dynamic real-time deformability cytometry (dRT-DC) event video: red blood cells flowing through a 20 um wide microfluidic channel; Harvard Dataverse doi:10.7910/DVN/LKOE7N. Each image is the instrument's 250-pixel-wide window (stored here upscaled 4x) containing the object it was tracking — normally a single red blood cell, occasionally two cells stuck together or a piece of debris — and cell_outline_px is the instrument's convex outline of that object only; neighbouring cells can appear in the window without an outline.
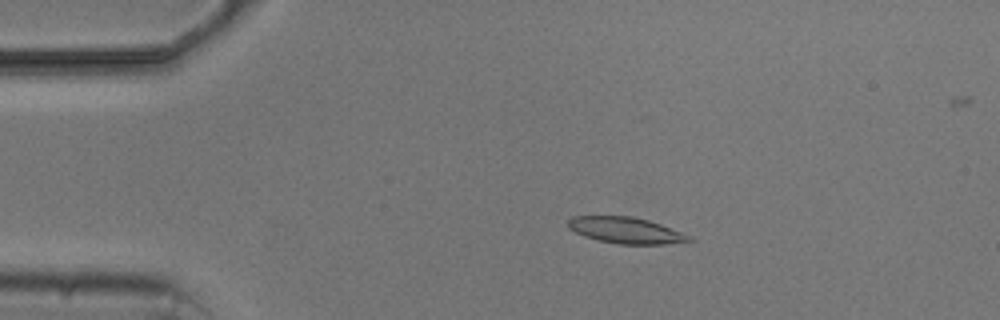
{"species": "common noctule bat (a hibernating species)", "species_latin": "Nyctalus noctula", "temperature_condition": "cold", "stored_images_in_passage": 6, "camera_frame_rate_fps": 3000, "um_per_image_px": 0.085, "animal": {"sex": "male", "body_mass_g": 20.5, "forearm_length_mm": 52.5}, "frame": {"image": 1, "passage_image": 2, "time_ms": 1.333, "image_size_px": [1000, 320], "cell_outline_px": [[696, 240], [664, 244], [616, 244], [584, 236], [568, 228], [568, 220], [572, 216], [632, 216], [648, 220], [660, 224], [692, 236]], "centroid_in_image_um": [53.21, 19.57], "position_along_channel_um": 31.8, "area_um2": 18.44}}
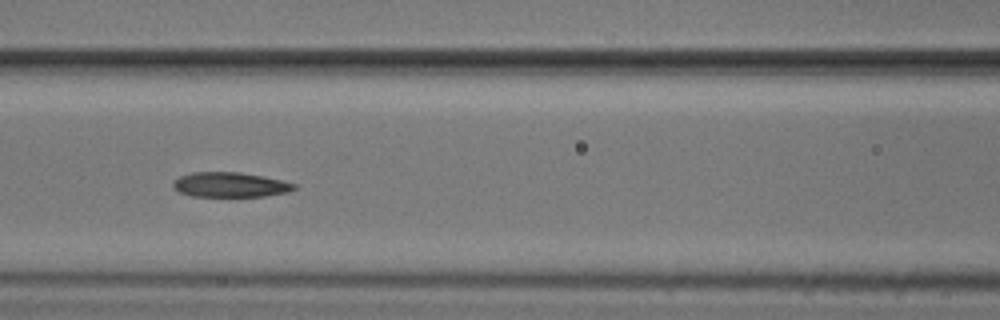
{"frame": {"image": 2, "passage_image": 5, "time_ms": 5.667, "image_size_px": [1000, 320], "cell_outline_px": [[296, 188], [288, 192], [264, 196], [192, 196], [180, 192], [172, 188], [172, 180], [180, 176], [192, 172], [240, 172], [264, 176], [296, 184]], "centroid_in_image_um": [19.52, 15.69], "position_along_channel_um": 147.1, "area_um2": 17.57}}
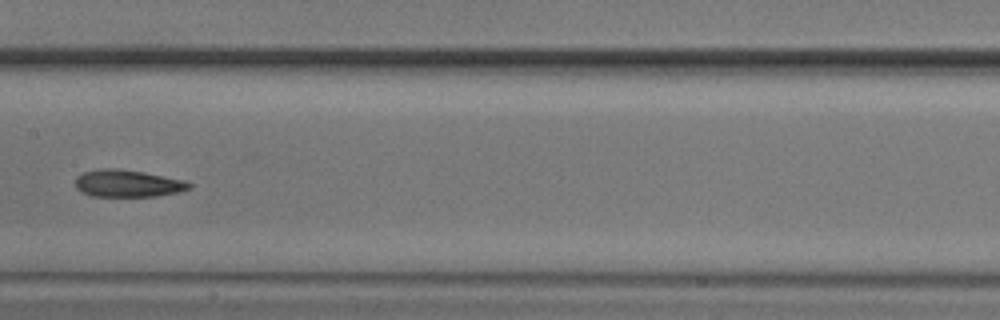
{"frame": {"image": 3, "passage_image": 6, "time_ms": 7.0, "image_size_px": [1000, 320], "cell_outline_px": [[192, 188], [180, 192], [156, 196], [92, 196], [76, 188], [76, 176], [84, 172], [100, 168], [116, 168], [144, 172], [184, 180], [192, 184]], "centroid_in_image_um": [10.88, 15.59], "position_along_channel_um": 196.5, "area_um2": 18.03}}